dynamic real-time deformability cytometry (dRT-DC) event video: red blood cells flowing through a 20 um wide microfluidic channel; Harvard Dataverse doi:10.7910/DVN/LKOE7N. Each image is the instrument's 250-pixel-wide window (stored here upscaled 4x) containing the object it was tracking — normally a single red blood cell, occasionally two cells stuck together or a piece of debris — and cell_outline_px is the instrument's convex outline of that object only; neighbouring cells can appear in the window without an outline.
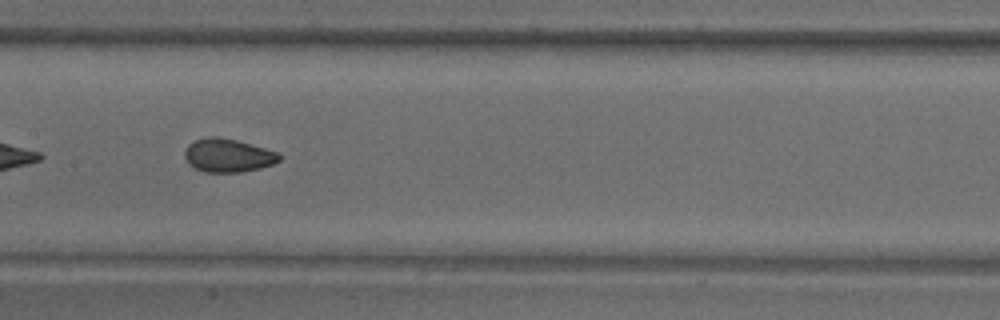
{"species": "common noctule bat (a hibernating species)", "species_latin": "Nyctalus noctula", "temperature_condition": "warm", "stored_images_in_passage": 47, "camera_frame_rate_fps": 3000, "um_per_image_px": 0.085, "animal": {"sex": "male", "body_mass_g": 18.8}, "frame": {"image": 1, "passage_image": 14, "time_ms": 4.333, "image_size_px": [1000, 320], "cell_outline_px": [[280, 160], [272, 164], [260, 168], [240, 172], [204, 172], [188, 164], [184, 156], [184, 152], [188, 144], [196, 140], [208, 136], [216, 136], [236, 140], [280, 152]], "centroid_in_image_um": [19.37, 13.21], "position_along_channel_um": 188.0, "area_um2": 18.44}}